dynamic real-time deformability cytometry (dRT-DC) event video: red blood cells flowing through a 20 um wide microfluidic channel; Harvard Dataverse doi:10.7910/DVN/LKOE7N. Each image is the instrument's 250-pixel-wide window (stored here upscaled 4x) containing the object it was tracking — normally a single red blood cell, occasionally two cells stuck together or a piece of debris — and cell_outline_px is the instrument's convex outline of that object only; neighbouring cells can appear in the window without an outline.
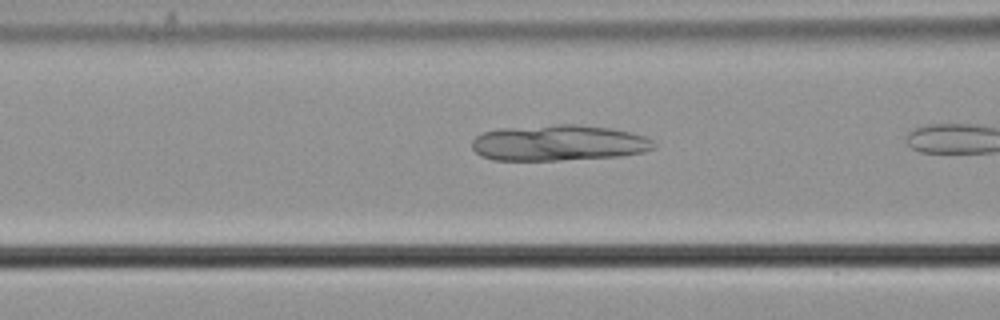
{"species": "common noctule bat (a hibernating species)", "species_latin": "Nyctalus noctula", "temperature_condition": "cold", "stored_images_in_passage": 6, "camera_frame_rate_fps": 3000, "um_per_image_px": 0.085, "animal": {"sex": "male", "body_mass_g": 21.5, "forearm_length_mm": 52.0}, "frame": {"image": 1, "passage_image": 5, "time_ms": 1.333, "image_size_px": [1000, 320], "cell_outline_px": [[656, 148], [644, 152], [620, 156], [560, 160], [492, 160], [480, 156], [472, 148], [472, 140], [476, 136], [484, 132], [500, 128], [556, 124], [576, 124], [612, 128], [644, 136], [652, 140], [656, 144]], "centroid_in_image_um": [47.48, 12.14], "position_along_channel_um": 119.1, "area_um2": 38.26}}